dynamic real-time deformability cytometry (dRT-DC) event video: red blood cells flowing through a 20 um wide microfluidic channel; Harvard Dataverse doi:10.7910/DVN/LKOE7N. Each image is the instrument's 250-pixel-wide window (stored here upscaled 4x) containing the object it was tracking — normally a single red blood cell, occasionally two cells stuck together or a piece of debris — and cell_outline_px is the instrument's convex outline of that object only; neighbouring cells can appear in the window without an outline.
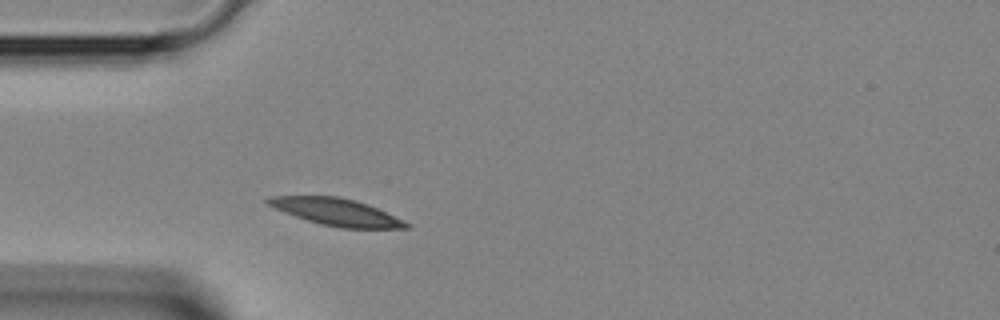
{"species": "Egyptian fruit bat (a non-hibernating species)", "species_latin": "Rousettus aegyptiacus", "temperature_condition": "room temperature", "stored_images_in_passage": 1, "camera_frame_rate_fps": 3000, "um_per_image_px": 0.085, "animal": {"sex": "female"}, "frame": {"image": 1, "passage_image": 1, "time_ms": 0.0, "image_size_px": [1000, 320], "cell_outline_px": [[412, 228], [340, 228], [320, 224], [284, 212], [264, 204], [264, 200], [268, 196], [340, 196], [356, 200], [368, 204], [404, 220], [412, 224]], "centroid_in_image_um": [28.59, 18.01], "position_along_channel_um": 56.4, "area_um2": 21.96}}